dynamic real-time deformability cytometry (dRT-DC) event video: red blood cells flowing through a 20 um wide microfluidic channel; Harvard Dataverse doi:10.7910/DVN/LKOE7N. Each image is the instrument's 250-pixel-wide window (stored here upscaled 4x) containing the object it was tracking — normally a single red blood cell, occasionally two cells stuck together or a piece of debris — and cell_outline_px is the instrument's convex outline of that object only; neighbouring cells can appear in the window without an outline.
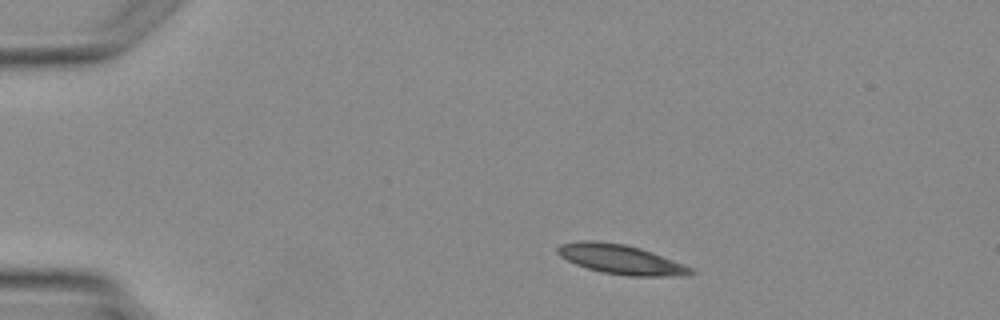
{"species": "Egyptian fruit bat (a non-hibernating species)", "species_latin": "Rousettus aegyptiacus", "temperature_condition": "warm", "stored_images_in_passage": 4, "camera_frame_rate_fps": 3000, "um_per_image_px": 0.085, "animal": {"sex": "female"}, "frame": {"image": 1, "passage_image": 2, "time_ms": 1.333, "image_size_px": [1000, 320], "cell_outline_px": [[696, 272], [664, 276], [628, 276], [604, 272], [588, 268], [576, 264], [560, 256], [556, 252], [556, 248], [560, 244], [580, 240], [596, 240], [624, 244], [640, 248], [652, 252], [692, 268]], "centroid_in_image_um": [52.68, 22.02], "position_along_channel_um": 32.3, "area_um2": 22.48}}